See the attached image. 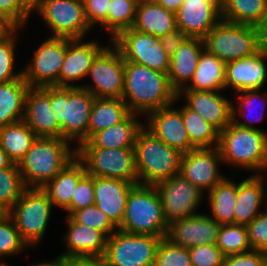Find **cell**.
<instances>
[{"label":"cell","instance_id":"obj_6","mask_svg":"<svg viewBox=\"0 0 267 266\" xmlns=\"http://www.w3.org/2000/svg\"><path fill=\"white\" fill-rule=\"evenodd\" d=\"M95 97L80 85L76 87L51 86V109L61 126L62 139L88 141V126Z\"/></svg>","mask_w":267,"mask_h":266},{"label":"cell","instance_id":"obj_12","mask_svg":"<svg viewBox=\"0 0 267 266\" xmlns=\"http://www.w3.org/2000/svg\"><path fill=\"white\" fill-rule=\"evenodd\" d=\"M88 76L93 80L94 85L81 87L89 91L94 97L122 99L125 60L113 43L111 47L108 45L96 56Z\"/></svg>","mask_w":267,"mask_h":266},{"label":"cell","instance_id":"obj_24","mask_svg":"<svg viewBox=\"0 0 267 266\" xmlns=\"http://www.w3.org/2000/svg\"><path fill=\"white\" fill-rule=\"evenodd\" d=\"M95 205L118 228L121 225L132 182L93 176Z\"/></svg>","mask_w":267,"mask_h":266},{"label":"cell","instance_id":"obj_5","mask_svg":"<svg viewBox=\"0 0 267 266\" xmlns=\"http://www.w3.org/2000/svg\"><path fill=\"white\" fill-rule=\"evenodd\" d=\"M138 183H156L180 174L183 153L158 139L145 125L134 146Z\"/></svg>","mask_w":267,"mask_h":266},{"label":"cell","instance_id":"obj_28","mask_svg":"<svg viewBox=\"0 0 267 266\" xmlns=\"http://www.w3.org/2000/svg\"><path fill=\"white\" fill-rule=\"evenodd\" d=\"M132 28L160 38L178 29L176 14L153 0H139Z\"/></svg>","mask_w":267,"mask_h":266},{"label":"cell","instance_id":"obj_55","mask_svg":"<svg viewBox=\"0 0 267 266\" xmlns=\"http://www.w3.org/2000/svg\"><path fill=\"white\" fill-rule=\"evenodd\" d=\"M258 51L267 56V25H258Z\"/></svg>","mask_w":267,"mask_h":266},{"label":"cell","instance_id":"obj_30","mask_svg":"<svg viewBox=\"0 0 267 266\" xmlns=\"http://www.w3.org/2000/svg\"><path fill=\"white\" fill-rule=\"evenodd\" d=\"M28 89L23 75L19 79L0 83V128L24 120Z\"/></svg>","mask_w":267,"mask_h":266},{"label":"cell","instance_id":"obj_11","mask_svg":"<svg viewBox=\"0 0 267 266\" xmlns=\"http://www.w3.org/2000/svg\"><path fill=\"white\" fill-rule=\"evenodd\" d=\"M35 11L48 24L52 37L83 39L91 28L83 0H44Z\"/></svg>","mask_w":267,"mask_h":266},{"label":"cell","instance_id":"obj_48","mask_svg":"<svg viewBox=\"0 0 267 266\" xmlns=\"http://www.w3.org/2000/svg\"><path fill=\"white\" fill-rule=\"evenodd\" d=\"M246 228L252 250L267 253V210L262 211Z\"/></svg>","mask_w":267,"mask_h":266},{"label":"cell","instance_id":"obj_43","mask_svg":"<svg viewBox=\"0 0 267 266\" xmlns=\"http://www.w3.org/2000/svg\"><path fill=\"white\" fill-rule=\"evenodd\" d=\"M70 217L76 223L102 231L107 237L118 229L95 204L74 211Z\"/></svg>","mask_w":267,"mask_h":266},{"label":"cell","instance_id":"obj_14","mask_svg":"<svg viewBox=\"0 0 267 266\" xmlns=\"http://www.w3.org/2000/svg\"><path fill=\"white\" fill-rule=\"evenodd\" d=\"M67 50V38L49 37L32 58L31 63L23 68L24 80L29 87H59V75Z\"/></svg>","mask_w":267,"mask_h":266},{"label":"cell","instance_id":"obj_57","mask_svg":"<svg viewBox=\"0 0 267 266\" xmlns=\"http://www.w3.org/2000/svg\"><path fill=\"white\" fill-rule=\"evenodd\" d=\"M12 164L13 161L8 157V155L0 145V169H5L7 167H10Z\"/></svg>","mask_w":267,"mask_h":266},{"label":"cell","instance_id":"obj_16","mask_svg":"<svg viewBox=\"0 0 267 266\" xmlns=\"http://www.w3.org/2000/svg\"><path fill=\"white\" fill-rule=\"evenodd\" d=\"M220 163L223 160L217 147L193 148L182 155L180 175L203 193L209 192L226 178L219 173Z\"/></svg>","mask_w":267,"mask_h":266},{"label":"cell","instance_id":"obj_32","mask_svg":"<svg viewBox=\"0 0 267 266\" xmlns=\"http://www.w3.org/2000/svg\"><path fill=\"white\" fill-rule=\"evenodd\" d=\"M139 114L130 113L122 122L95 133L89 141L95 147H134L139 130L144 126L137 120Z\"/></svg>","mask_w":267,"mask_h":266},{"label":"cell","instance_id":"obj_54","mask_svg":"<svg viewBox=\"0 0 267 266\" xmlns=\"http://www.w3.org/2000/svg\"><path fill=\"white\" fill-rule=\"evenodd\" d=\"M17 27L3 14H0V41L8 38Z\"/></svg>","mask_w":267,"mask_h":266},{"label":"cell","instance_id":"obj_31","mask_svg":"<svg viewBox=\"0 0 267 266\" xmlns=\"http://www.w3.org/2000/svg\"><path fill=\"white\" fill-rule=\"evenodd\" d=\"M225 62L206 50L200 55L191 84L182 90L220 91L225 89Z\"/></svg>","mask_w":267,"mask_h":266},{"label":"cell","instance_id":"obj_4","mask_svg":"<svg viewBox=\"0 0 267 266\" xmlns=\"http://www.w3.org/2000/svg\"><path fill=\"white\" fill-rule=\"evenodd\" d=\"M118 230L130 234L166 237L168 224L160 195L154 185L137 183L132 186Z\"/></svg>","mask_w":267,"mask_h":266},{"label":"cell","instance_id":"obj_3","mask_svg":"<svg viewBox=\"0 0 267 266\" xmlns=\"http://www.w3.org/2000/svg\"><path fill=\"white\" fill-rule=\"evenodd\" d=\"M220 151L223 163L242 169L264 172L267 164V132L238 126L233 121L219 132ZM258 171V173H257Z\"/></svg>","mask_w":267,"mask_h":266},{"label":"cell","instance_id":"obj_25","mask_svg":"<svg viewBox=\"0 0 267 266\" xmlns=\"http://www.w3.org/2000/svg\"><path fill=\"white\" fill-rule=\"evenodd\" d=\"M66 219L68 231L63 241L68 249L60 257L104 256L108 237L102 231L76 223L70 216Z\"/></svg>","mask_w":267,"mask_h":266},{"label":"cell","instance_id":"obj_58","mask_svg":"<svg viewBox=\"0 0 267 266\" xmlns=\"http://www.w3.org/2000/svg\"><path fill=\"white\" fill-rule=\"evenodd\" d=\"M41 266H64V257L58 256L51 262L41 263Z\"/></svg>","mask_w":267,"mask_h":266},{"label":"cell","instance_id":"obj_10","mask_svg":"<svg viewBox=\"0 0 267 266\" xmlns=\"http://www.w3.org/2000/svg\"><path fill=\"white\" fill-rule=\"evenodd\" d=\"M162 238L116 230L108 237L104 258L107 266H154Z\"/></svg>","mask_w":267,"mask_h":266},{"label":"cell","instance_id":"obj_17","mask_svg":"<svg viewBox=\"0 0 267 266\" xmlns=\"http://www.w3.org/2000/svg\"><path fill=\"white\" fill-rule=\"evenodd\" d=\"M50 106L51 86L29 87L25 97L24 121L37 137L62 138L61 126Z\"/></svg>","mask_w":267,"mask_h":266},{"label":"cell","instance_id":"obj_46","mask_svg":"<svg viewBox=\"0 0 267 266\" xmlns=\"http://www.w3.org/2000/svg\"><path fill=\"white\" fill-rule=\"evenodd\" d=\"M95 204L93 176L86 173L79 181L72 196L71 203L64 209L70 216L78 209Z\"/></svg>","mask_w":267,"mask_h":266},{"label":"cell","instance_id":"obj_23","mask_svg":"<svg viewBox=\"0 0 267 266\" xmlns=\"http://www.w3.org/2000/svg\"><path fill=\"white\" fill-rule=\"evenodd\" d=\"M83 39L67 38V50L59 75V87H76L70 82L88 76L96 56L106 47L97 41L83 42Z\"/></svg>","mask_w":267,"mask_h":266},{"label":"cell","instance_id":"obj_44","mask_svg":"<svg viewBox=\"0 0 267 266\" xmlns=\"http://www.w3.org/2000/svg\"><path fill=\"white\" fill-rule=\"evenodd\" d=\"M154 266H192L189 249L162 238L156 251Z\"/></svg>","mask_w":267,"mask_h":266},{"label":"cell","instance_id":"obj_56","mask_svg":"<svg viewBox=\"0 0 267 266\" xmlns=\"http://www.w3.org/2000/svg\"><path fill=\"white\" fill-rule=\"evenodd\" d=\"M155 3L161 5L168 11L177 13L184 0H153Z\"/></svg>","mask_w":267,"mask_h":266},{"label":"cell","instance_id":"obj_20","mask_svg":"<svg viewBox=\"0 0 267 266\" xmlns=\"http://www.w3.org/2000/svg\"><path fill=\"white\" fill-rule=\"evenodd\" d=\"M168 105L150 112L147 116L146 127L168 146L187 153L196 148L187 134L180 109H173Z\"/></svg>","mask_w":267,"mask_h":266},{"label":"cell","instance_id":"obj_13","mask_svg":"<svg viewBox=\"0 0 267 266\" xmlns=\"http://www.w3.org/2000/svg\"><path fill=\"white\" fill-rule=\"evenodd\" d=\"M111 42L120 50L125 61L163 73L169 72L171 57L164 51L159 37L130 28L122 31Z\"/></svg>","mask_w":267,"mask_h":266},{"label":"cell","instance_id":"obj_15","mask_svg":"<svg viewBox=\"0 0 267 266\" xmlns=\"http://www.w3.org/2000/svg\"><path fill=\"white\" fill-rule=\"evenodd\" d=\"M154 186L160 195L167 224L199 214L196 210L204 193L182 175L164 179Z\"/></svg>","mask_w":267,"mask_h":266},{"label":"cell","instance_id":"obj_41","mask_svg":"<svg viewBox=\"0 0 267 266\" xmlns=\"http://www.w3.org/2000/svg\"><path fill=\"white\" fill-rule=\"evenodd\" d=\"M259 92H260V90L257 89V90H246V91L235 93L237 95V99H239L238 100L239 105L238 104L237 105H234V104L231 105L232 106V121L235 124H237L238 126L244 127V128L263 130V129H259L257 127H254L252 125V124H254V122L259 121L258 119L260 117H255V116L251 115L249 117V120H248V117H247L248 116L247 115L248 112L249 113L251 112L250 110H252V108H254V105H255L257 100L259 101L261 99L262 101H264V102H262V106L261 107H264V105L266 104L265 102H267V92L265 91V93H263L265 96L264 95L263 96L260 95L262 93H259ZM263 103H264V105H263ZM259 105H261V104H259ZM235 106L239 110L236 109ZM247 109H248V111H247ZM237 113L240 114V117L241 116L242 117L245 116L244 117L246 119L245 122L241 121V120L239 121L238 118H240V117H237L238 116ZM261 115H263V114L261 113L259 116H261ZM247 121L250 122L251 124L248 123Z\"/></svg>","mask_w":267,"mask_h":266},{"label":"cell","instance_id":"obj_1","mask_svg":"<svg viewBox=\"0 0 267 266\" xmlns=\"http://www.w3.org/2000/svg\"><path fill=\"white\" fill-rule=\"evenodd\" d=\"M177 99V93L170 86L168 73L125 61L122 100L131 113L148 115L174 104Z\"/></svg>","mask_w":267,"mask_h":266},{"label":"cell","instance_id":"obj_62","mask_svg":"<svg viewBox=\"0 0 267 266\" xmlns=\"http://www.w3.org/2000/svg\"><path fill=\"white\" fill-rule=\"evenodd\" d=\"M265 198H266L265 199L266 200V206H265L266 208L265 209L267 210V190L266 189H265Z\"/></svg>","mask_w":267,"mask_h":266},{"label":"cell","instance_id":"obj_29","mask_svg":"<svg viewBox=\"0 0 267 266\" xmlns=\"http://www.w3.org/2000/svg\"><path fill=\"white\" fill-rule=\"evenodd\" d=\"M86 174L84 164L76 157L43 190L53 206L65 209L70 203L80 179Z\"/></svg>","mask_w":267,"mask_h":266},{"label":"cell","instance_id":"obj_63","mask_svg":"<svg viewBox=\"0 0 267 266\" xmlns=\"http://www.w3.org/2000/svg\"><path fill=\"white\" fill-rule=\"evenodd\" d=\"M0 266H8L5 262L3 263V262H1L0 263Z\"/></svg>","mask_w":267,"mask_h":266},{"label":"cell","instance_id":"obj_64","mask_svg":"<svg viewBox=\"0 0 267 266\" xmlns=\"http://www.w3.org/2000/svg\"><path fill=\"white\" fill-rule=\"evenodd\" d=\"M264 266H267V253H266V259H265Z\"/></svg>","mask_w":267,"mask_h":266},{"label":"cell","instance_id":"obj_27","mask_svg":"<svg viewBox=\"0 0 267 266\" xmlns=\"http://www.w3.org/2000/svg\"><path fill=\"white\" fill-rule=\"evenodd\" d=\"M263 175L249 176L237 183V200L234 213V224L247 226L262 211L261 203L265 200Z\"/></svg>","mask_w":267,"mask_h":266},{"label":"cell","instance_id":"obj_34","mask_svg":"<svg viewBox=\"0 0 267 266\" xmlns=\"http://www.w3.org/2000/svg\"><path fill=\"white\" fill-rule=\"evenodd\" d=\"M208 202L213 220L219 224H234L237 184L225 178L208 192Z\"/></svg>","mask_w":267,"mask_h":266},{"label":"cell","instance_id":"obj_9","mask_svg":"<svg viewBox=\"0 0 267 266\" xmlns=\"http://www.w3.org/2000/svg\"><path fill=\"white\" fill-rule=\"evenodd\" d=\"M52 207L49 195L43 189L27 188L9 210L21 238L28 246L42 240Z\"/></svg>","mask_w":267,"mask_h":266},{"label":"cell","instance_id":"obj_47","mask_svg":"<svg viewBox=\"0 0 267 266\" xmlns=\"http://www.w3.org/2000/svg\"><path fill=\"white\" fill-rule=\"evenodd\" d=\"M192 266H221L225 257L216 244H201L189 249Z\"/></svg>","mask_w":267,"mask_h":266},{"label":"cell","instance_id":"obj_8","mask_svg":"<svg viewBox=\"0 0 267 266\" xmlns=\"http://www.w3.org/2000/svg\"><path fill=\"white\" fill-rule=\"evenodd\" d=\"M205 50L226 62L258 52L255 26L220 20L203 38Z\"/></svg>","mask_w":267,"mask_h":266},{"label":"cell","instance_id":"obj_51","mask_svg":"<svg viewBox=\"0 0 267 266\" xmlns=\"http://www.w3.org/2000/svg\"><path fill=\"white\" fill-rule=\"evenodd\" d=\"M266 252L251 250L245 253L225 256L221 266H264Z\"/></svg>","mask_w":267,"mask_h":266},{"label":"cell","instance_id":"obj_39","mask_svg":"<svg viewBox=\"0 0 267 266\" xmlns=\"http://www.w3.org/2000/svg\"><path fill=\"white\" fill-rule=\"evenodd\" d=\"M216 246L224 256L252 250L246 226L238 224H222L218 232Z\"/></svg>","mask_w":267,"mask_h":266},{"label":"cell","instance_id":"obj_40","mask_svg":"<svg viewBox=\"0 0 267 266\" xmlns=\"http://www.w3.org/2000/svg\"><path fill=\"white\" fill-rule=\"evenodd\" d=\"M27 189L18 164L0 169V203L10 210Z\"/></svg>","mask_w":267,"mask_h":266},{"label":"cell","instance_id":"obj_52","mask_svg":"<svg viewBox=\"0 0 267 266\" xmlns=\"http://www.w3.org/2000/svg\"><path fill=\"white\" fill-rule=\"evenodd\" d=\"M186 38L187 36L180 29H176L160 37L159 40L164 51L172 56Z\"/></svg>","mask_w":267,"mask_h":266},{"label":"cell","instance_id":"obj_19","mask_svg":"<svg viewBox=\"0 0 267 266\" xmlns=\"http://www.w3.org/2000/svg\"><path fill=\"white\" fill-rule=\"evenodd\" d=\"M220 20V0H184L176 13L177 28L191 38L203 39Z\"/></svg>","mask_w":267,"mask_h":266},{"label":"cell","instance_id":"obj_53","mask_svg":"<svg viewBox=\"0 0 267 266\" xmlns=\"http://www.w3.org/2000/svg\"><path fill=\"white\" fill-rule=\"evenodd\" d=\"M64 266H107L104 256L64 257Z\"/></svg>","mask_w":267,"mask_h":266},{"label":"cell","instance_id":"obj_61","mask_svg":"<svg viewBox=\"0 0 267 266\" xmlns=\"http://www.w3.org/2000/svg\"><path fill=\"white\" fill-rule=\"evenodd\" d=\"M258 25H267V2H266L265 9L263 11V15Z\"/></svg>","mask_w":267,"mask_h":266},{"label":"cell","instance_id":"obj_18","mask_svg":"<svg viewBox=\"0 0 267 266\" xmlns=\"http://www.w3.org/2000/svg\"><path fill=\"white\" fill-rule=\"evenodd\" d=\"M220 226L209 215L199 213L168 224L165 238L187 249L201 244H216Z\"/></svg>","mask_w":267,"mask_h":266},{"label":"cell","instance_id":"obj_42","mask_svg":"<svg viewBox=\"0 0 267 266\" xmlns=\"http://www.w3.org/2000/svg\"><path fill=\"white\" fill-rule=\"evenodd\" d=\"M29 246L21 238L15 222L10 215L0 220V257L19 254Z\"/></svg>","mask_w":267,"mask_h":266},{"label":"cell","instance_id":"obj_60","mask_svg":"<svg viewBox=\"0 0 267 266\" xmlns=\"http://www.w3.org/2000/svg\"><path fill=\"white\" fill-rule=\"evenodd\" d=\"M9 215V210L0 203V220Z\"/></svg>","mask_w":267,"mask_h":266},{"label":"cell","instance_id":"obj_49","mask_svg":"<svg viewBox=\"0 0 267 266\" xmlns=\"http://www.w3.org/2000/svg\"><path fill=\"white\" fill-rule=\"evenodd\" d=\"M31 12L23 0H0V14H3L19 29L27 23Z\"/></svg>","mask_w":267,"mask_h":266},{"label":"cell","instance_id":"obj_37","mask_svg":"<svg viewBox=\"0 0 267 266\" xmlns=\"http://www.w3.org/2000/svg\"><path fill=\"white\" fill-rule=\"evenodd\" d=\"M190 142L196 148L217 147L219 131L186 105L180 108ZM213 145V146H212Z\"/></svg>","mask_w":267,"mask_h":266},{"label":"cell","instance_id":"obj_21","mask_svg":"<svg viewBox=\"0 0 267 266\" xmlns=\"http://www.w3.org/2000/svg\"><path fill=\"white\" fill-rule=\"evenodd\" d=\"M267 56L257 53L225 64V89L231 87L235 93L257 90L267 82Z\"/></svg>","mask_w":267,"mask_h":266},{"label":"cell","instance_id":"obj_38","mask_svg":"<svg viewBox=\"0 0 267 266\" xmlns=\"http://www.w3.org/2000/svg\"><path fill=\"white\" fill-rule=\"evenodd\" d=\"M139 0H111L107 14V31L110 41L122 31L133 27ZM112 33V34H111Z\"/></svg>","mask_w":267,"mask_h":266},{"label":"cell","instance_id":"obj_35","mask_svg":"<svg viewBox=\"0 0 267 266\" xmlns=\"http://www.w3.org/2000/svg\"><path fill=\"white\" fill-rule=\"evenodd\" d=\"M36 138V134L24 120L0 128V145L16 164L25 156Z\"/></svg>","mask_w":267,"mask_h":266},{"label":"cell","instance_id":"obj_22","mask_svg":"<svg viewBox=\"0 0 267 266\" xmlns=\"http://www.w3.org/2000/svg\"><path fill=\"white\" fill-rule=\"evenodd\" d=\"M186 97V106L197 112L219 132L232 121V102L220 91L181 90L177 97Z\"/></svg>","mask_w":267,"mask_h":266},{"label":"cell","instance_id":"obj_33","mask_svg":"<svg viewBox=\"0 0 267 266\" xmlns=\"http://www.w3.org/2000/svg\"><path fill=\"white\" fill-rule=\"evenodd\" d=\"M130 110L120 98H97L93 101L88 126V140L97 132L122 122Z\"/></svg>","mask_w":267,"mask_h":266},{"label":"cell","instance_id":"obj_36","mask_svg":"<svg viewBox=\"0 0 267 266\" xmlns=\"http://www.w3.org/2000/svg\"><path fill=\"white\" fill-rule=\"evenodd\" d=\"M267 0H220L222 20L257 27Z\"/></svg>","mask_w":267,"mask_h":266},{"label":"cell","instance_id":"obj_45","mask_svg":"<svg viewBox=\"0 0 267 266\" xmlns=\"http://www.w3.org/2000/svg\"><path fill=\"white\" fill-rule=\"evenodd\" d=\"M17 28L8 38L0 41V83H6L15 79H19L23 73L14 72L15 68V43Z\"/></svg>","mask_w":267,"mask_h":266},{"label":"cell","instance_id":"obj_59","mask_svg":"<svg viewBox=\"0 0 267 266\" xmlns=\"http://www.w3.org/2000/svg\"><path fill=\"white\" fill-rule=\"evenodd\" d=\"M44 0H23L25 5L31 10L34 11Z\"/></svg>","mask_w":267,"mask_h":266},{"label":"cell","instance_id":"obj_26","mask_svg":"<svg viewBox=\"0 0 267 266\" xmlns=\"http://www.w3.org/2000/svg\"><path fill=\"white\" fill-rule=\"evenodd\" d=\"M204 50L203 39L187 37L176 52L170 56L168 79L171 88L177 94L191 81Z\"/></svg>","mask_w":267,"mask_h":266},{"label":"cell","instance_id":"obj_50","mask_svg":"<svg viewBox=\"0 0 267 266\" xmlns=\"http://www.w3.org/2000/svg\"><path fill=\"white\" fill-rule=\"evenodd\" d=\"M111 0H83L85 16L92 27L95 24L102 25L101 29H107V14Z\"/></svg>","mask_w":267,"mask_h":266},{"label":"cell","instance_id":"obj_7","mask_svg":"<svg viewBox=\"0 0 267 266\" xmlns=\"http://www.w3.org/2000/svg\"><path fill=\"white\" fill-rule=\"evenodd\" d=\"M77 146V158L89 175L138 183L134 147H95L89 140Z\"/></svg>","mask_w":267,"mask_h":266},{"label":"cell","instance_id":"obj_2","mask_svg":"<svg viewBox=\"0 0 267 266\" xmlns=\"http://www.w3.org/2000/svg\"><path fill=\"white\" fill-rule=\"evenodd\" d=\"M62 138L37 137L18 168L27 188L43 189L58 173L77 157V149L70 148Z\"/></svg>","mask_w":267,"mask_h":266}]
</instances>
